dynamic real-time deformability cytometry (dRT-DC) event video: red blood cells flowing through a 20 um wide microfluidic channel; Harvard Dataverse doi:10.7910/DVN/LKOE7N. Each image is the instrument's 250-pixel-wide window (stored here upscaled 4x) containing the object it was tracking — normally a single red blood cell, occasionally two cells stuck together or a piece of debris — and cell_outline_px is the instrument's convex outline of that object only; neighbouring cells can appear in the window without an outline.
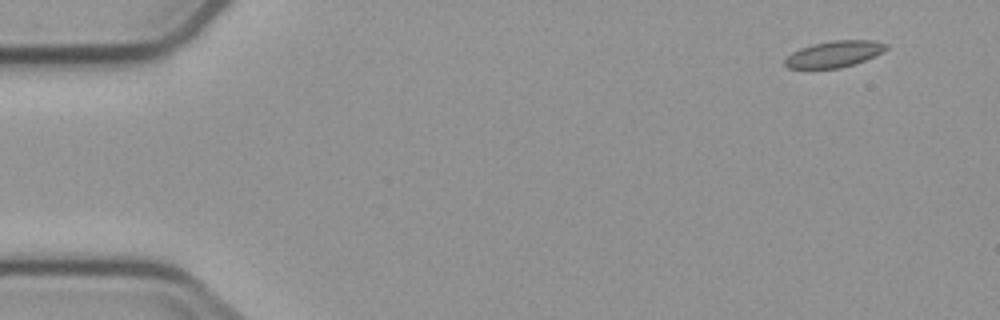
{"species": "common noctule bat (a hibernating species)", "species_latin": "Nyctalus noctula", "temperature_condition": "cold", "stored_images_in_passage": 4, "camera_frame_rate_fps": 3000, "um_per_image_px": 0.085, "animal": {"sex": "male", "body_mass_g": 23.1, "forearm_length_mm": 52.7}, "frame": {"image": 1, "passage_image": 1, "time_ms": 0.0, "image_size_px": [1000, 320], "cell_outline_px": [[888, 48], [884, 52], [864, 60], [840, 68], [788, 68], [784, 64], [784, 60], [792, 52], [800, 48], [812, 44], [832, 40], [876, 40], [888, 44]], "centroid_in_image_um": [70.93, 4.58], "position_along_channel_um": 14.1, "area_um2": 15.55}}